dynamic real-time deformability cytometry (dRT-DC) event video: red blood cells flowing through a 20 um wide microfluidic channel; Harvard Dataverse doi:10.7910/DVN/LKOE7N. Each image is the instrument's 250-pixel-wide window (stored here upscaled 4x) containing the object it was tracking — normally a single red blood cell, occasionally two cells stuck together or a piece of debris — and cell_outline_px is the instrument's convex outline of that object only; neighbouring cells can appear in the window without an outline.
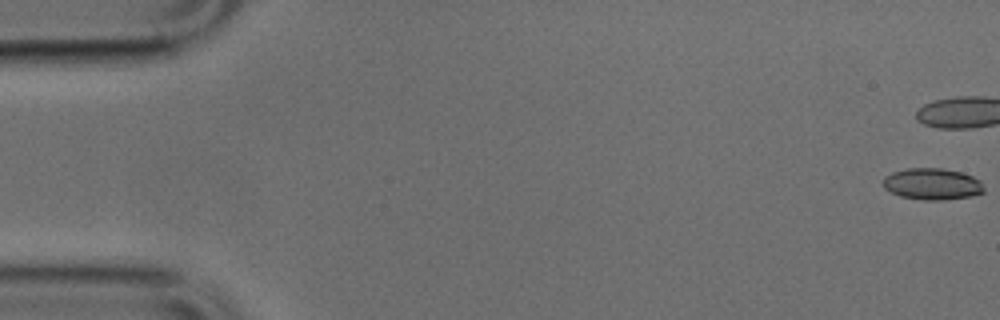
{"species": "common noctule bat (a hibernating species)", "species_latin": "Nyctalus noctula", "temperature_condition": "cold", "stored_images_in_passage": 40, "camera_frame_rate_fps": 3000, "um_per_image_px": 0.085, "animal": {"sex": "male", "body_mass_g": 17.9, "forearm_length_mm": 54.2}, "frame": {"image": 1, "passage_image": 1, "time_ms": 0.0, "image_size_px": [1000, 320], "cell_outline_px": [[984, 192], [972, 196], [944, 200], [924, 200], [900, 196], [884, 188], [884, 176], [892, 172], [908, 168], [940, 168], [960, 172], [972, 176], [980, 180], [984, 188]], "centroid_in_image_um": [79.25, 15.64], "position_along_channel_um": 5.7, "area_um2": 18.5}}